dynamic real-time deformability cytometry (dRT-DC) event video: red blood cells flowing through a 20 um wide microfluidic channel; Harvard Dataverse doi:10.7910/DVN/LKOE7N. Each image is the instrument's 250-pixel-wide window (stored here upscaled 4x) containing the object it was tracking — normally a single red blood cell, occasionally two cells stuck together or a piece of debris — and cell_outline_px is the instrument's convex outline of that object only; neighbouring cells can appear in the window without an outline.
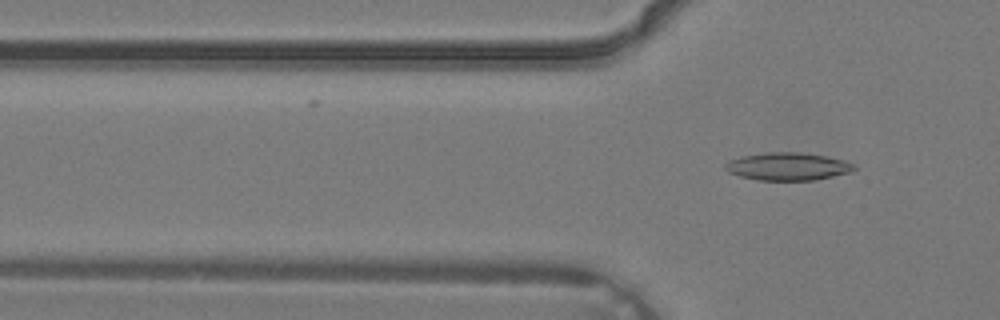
{"species": "common noctule bat (a hibernating species)", "species_latin": "Nyctalus noctula", "temperature_condition": "warm", "stored_images_in_passage": 4, "camera_frame_rate_fps": 3000, "um_per_image_px": 0.085, "animal": {"sex": "male", "body_mass_g": 19.2, "forearm_length_mm": 51.8}, "frame": {"image": 1, "passage_image": 4, "time_ms": 1.0, "image_size_px": [1000, 320], "cell_outline_px": [[856, 168], [852, 172], [816, 180], [756, 180], [740, 176], [728, 172], [724, 168], [724, 164], [728, 160], [744, 156], [768, 152], [800, 152], [824, 156], [856, 164]], "centroid_in_image_um": [66.95, 14.16], "position_along_channel_um": 58.8, "area_um2": 20.81}}